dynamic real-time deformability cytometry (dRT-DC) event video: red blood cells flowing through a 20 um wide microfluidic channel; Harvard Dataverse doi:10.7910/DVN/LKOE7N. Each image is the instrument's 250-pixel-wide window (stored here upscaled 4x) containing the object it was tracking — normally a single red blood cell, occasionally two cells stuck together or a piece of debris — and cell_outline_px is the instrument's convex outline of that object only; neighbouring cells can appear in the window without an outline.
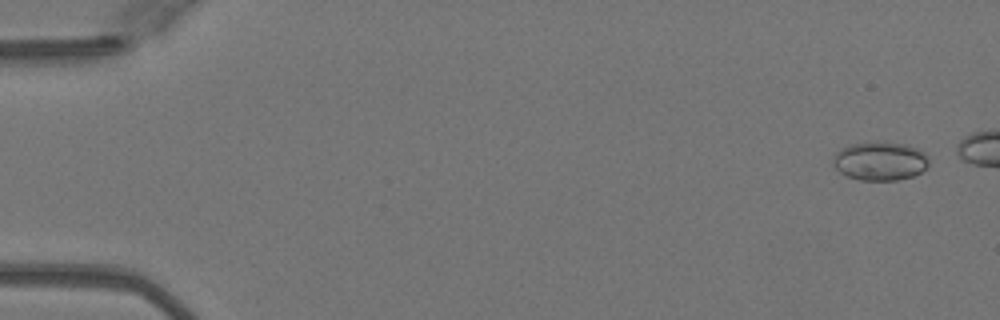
{"species": "Egyptian fruit bat (a non-hibernating species)", "species_latin": "Rousettus aegyptiacus", "temperature_condition": "warm", "stored_images_in_passage": 15, "camera_frame_rate_fps": 3000, "um_per_image_px": 0.085, "animal": {"sex": "female"}, "frame": {"image": 1, "passage_image": 1, "time_ms": 0.0, "image_size_px": [1000, 320], "cell_outline_px": [[928, 164], [920, 172], [912, 176], [896, 180], [860, 180], [848, 176], [840, 172], [832, 164], [832, 160], [836, 152], [840, 148], [848, 144], [872, 140], [880, 140], [904, 144], [916, 148], [924, 152], [928, 156]], "centroid_in_image_um": [74.76, 13.65], "position_along_channel_um": 10.2, "area_um2": 21.96}}